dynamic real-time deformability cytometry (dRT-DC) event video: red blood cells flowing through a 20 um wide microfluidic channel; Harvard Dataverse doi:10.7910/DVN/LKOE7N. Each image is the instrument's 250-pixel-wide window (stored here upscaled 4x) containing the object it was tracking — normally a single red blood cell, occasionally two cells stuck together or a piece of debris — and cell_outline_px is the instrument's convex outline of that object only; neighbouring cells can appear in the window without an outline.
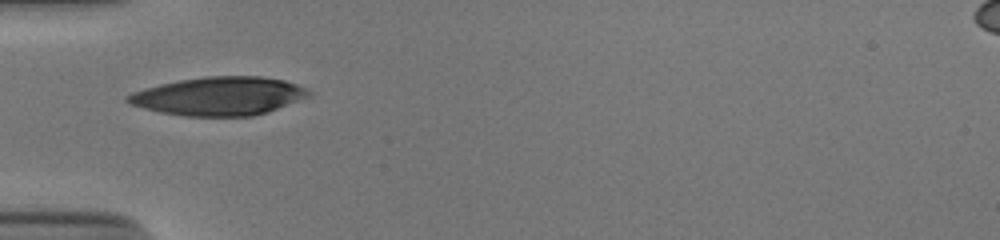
{"species": "human", "species_latin": "Homo sapiens", "temperature_condition": "cold", "stored_images_in_passage": 29, "camera_frame_rate_fps": 3000, "um_per_image_px": 0.085, "donor": {"sex": "male"}, "frame": {"image": 1, "passage_image": 1, "time_ms": 0.0, "image_size_px": [1000, 240], "cell_outline_px": [[312, 96], [268, 112], [252, 116], [184, 116], [160, 112], [128, 104], [124, 100], [124, 96], [132, 92], [144, 88], [160, 84], [180, 80], [204, 76], [260, 76], [284, 80], [296, 84], [312, 92]], "centroid_in_image_um": [18.6, 8.17], "position_along_channel_um": 66.4, "area_um2": 40.81}}
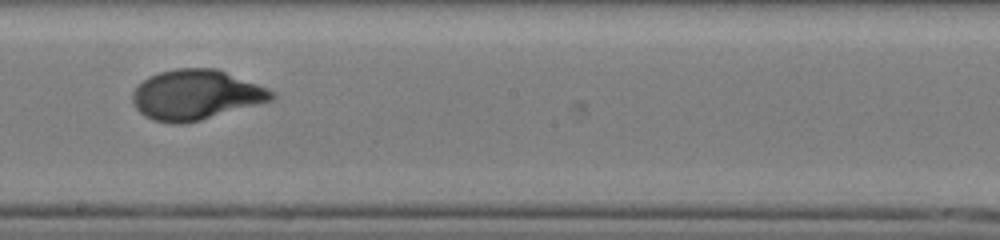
{"frame": {"image": 2, "passage_image": 14, "time_ms": 4.333, "image_size_px": [1000, 240], "cell_outline_px": [[276, 96], [272, 100], [200, 120], [184, 124], [172, 124], [152, 120], [144, 116], [136, 108], [132, 100], [132, 92], [148, 76], [160, 72], [176, 68], [216, 68], [268, 88], [276, 92]], "centroid_in_image_um": [16.64, 8.06], "position_along_channel_um": 231.6, "area_um2": 40.46}}
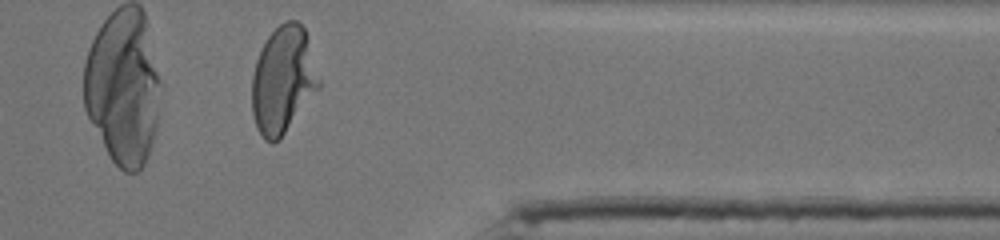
{"frame": {"image": 3, "passage_image": 27, "time_ms": 8.667, "image_size_px": [1000, 240], "cell_outline_px": [[320, 88], [280, 140], [272, 144], [264, 140], [256, 128], [252, 112], [252, 76], [256, 60], [268, 36], [284, 20], [296, 20], [304, 28], [320, 80]], "centroid_in_image_um": [24.05, 6.85], "position_along_channel_um": 387.3, "area_um2": 41.85}, "authors_computed_cell_mechanics": {"area_um2": 40.171, "velocity_mm_per_s": 3.8633, "shape_relaxation_time_tau1_ms": 4.7084, "shape_relaxation_time_tau2_ms": null, "deformation_change_tau1": 0.2286, "deformation_change_tau2": null}}